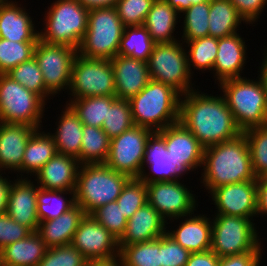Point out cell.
Instances as JSON below:
<instances>
[{
    "mask_svg": "<svg viewBox=\"0 0 267 266\" xmlns=\"http://www.w3.org/2000/svg\"><path fill=\"white\" fill-rule=\"evenodd\" d=\"M124 29L115 7L90 9L87 30L77 53L86 58L112 60L118 55Z\"/></svg>",
    "mask_w": 267,
    "mask_h": 266,
    "instance_id": "obj_6",
    "label": "cell"
},
{
    "mask_svg": "<svg viewBox=\"0 0 267 266\" xmlns=\"http://www.w3.org/2000/svg\"><path fill=\"white\" fill-rule=\"evenodd\" d=\"M85 215L84 210L76 204L55 219L39 222L37 233L48 248L71 244L74 233Z\"/></svg>",
    "mask_w": 267,
    "mask_h": 266,
    "instance_id": "obj_27",
    "label": "cell"
},
{
    "mask_svg": "<svg viewBox=\"0 0 267 266\" xmlns=\"http://www.w3.org/2000/svg\"><path fill=\"white\" fill-rule=\"evenodd\" d=\"M154 0H118L115 8L125 27L143 25Z\"/></svg>",
    "mask_w": 267,
    "mask_h": 266,
    "instance_id": "obj_47",
    "label": "cell"
},
{
    "mask_svg": "<svg viewBox=\"0 0 267 266\" xmlns=\"http://www.w3.org/2000/svg\"><path fill=\"white\" fill-rule=\"evenodd\" d=\"M146 187L148 203L166 222L181 217L183 221L184 217L194 214L198 205L195 194L179 180L146 183Z\"/></svg>",
    "mask_w": 267,
    "mask_h": 266,
    "instance_id": "obj_14",
    "label": "cell"
},
{
    "mask_svg": "<svg viewBox=\"0 0 267 266\" xmlns=\"http://www.w3.org/2000/svg\"><path fill=\"white\" fill-rule=\"evenodd\" d=\"M70 100L93 96H115L114 70L111 60L86 58L77 54L69 86Z\"/></svg>",
    "mask_w": 267,
    "mask_h": 266,
    "instance_id": "obj_11",
    "label": "cell"
},
{
    "mask_svg": "<svg viewBox=\"0 0 267 266\" xmlns=\"http://www.w3.org/2000/svg\"><path fill=\"white\" fill-rule=\"evenodd\" d=\"M144 166L151 171L146 173ZM175 168L163 136L158 131L152 132L145 144L143 169L139 178L145 183L175 181Z\"/></svg>",
    "mask_w": 267,
    "mask_h": 266,
    "instance_id": "obj_24",
    "label": "cell"
},
{
    "mask_svg": "<svg viewBox=\"0 0 267 266\" xmlns=\"http://www.w3.org/2000/svg\"><path fill=\"white\" fill-rule=\"evenodd\" d=\"M45 101L7 74H0V122L27 124L40 129Z\"/></svg>",
    "mask_w": 267,
    "mask_h": 266,
    "instance_id": "obj_10",
    "label": "cell"
},
{
    "mask_svg": "<svg viewBox=\"0 0 267 266\" xmlns=\"http://www.w3.org/2000/svg\"><path fill=\"white\" fill-rule=\"evenodd\" d=\"M210 0L191 5L183 12V35L181 41H191L209 36Z\"/></svg>",
    "mask_w": 267,
    "mask_h": 266,
    "instance_id": "obj_39",
    "label": "cell"
},
{
    "mask_svg": "<svg viewBox=\"0 0 267 266\" xmlns=\"http://www.w3.org/2000/svg\"><path fill=\"white\" fill-rule=\"evenodd\" d=\"M167 224L169 223L149 203H146L128 219L118 245L127 246L155 240L166 233Z\"/></svg>",
    "mask_w": 267,
    "mask_h": 266,
    "instance_id": "obj_21",
    "label": "cell"
},
{
    "mask_svg": "<svg viewBox=\"0 0 267 266\" xmlns=\"http://www.w3.org/2000/svg\"><path fill=\"white\" fill-rule=\"evenodd\" d=\"M9 0H0V7L4 4H6Z\"/></svg>",
    "mask_w": 267,
    "mask_h": 266,
    "instance_id": "obj_59",
    "label": "cell"
},
{
    "mask_svg": "<svg viewBox=\"0 0 267 266\" xmlns=\"http://www.w3.org/2000/svg\"><path fill=\"white\" fill-rule=\"evenodd\" d=\"M79 166L77 158L56 153L35 175L36 185L44 190L75 191Z\"/></svg>",
    "mask_w": 267,
    "mask_h": 266,
    "instance_id": "obj_22",
    "label": "cell"
},
{
    "mask_svg": "<svg viewBox=\"0 0 267 266\" xmlns=\"http://www.w3.org/2000/svg\"><path fill=\"white\" fill-rule=\"evenodd\" d=\"M266 49L264 50L265 52L263 53L264 58L262 59V65H261V67H259L260 71H258V72H260V73H259L258 78L260 79V81L263 85V88L267 93V50Z\"/></svg>",
    "mask_w": 267,
    "mask_h": 266,
    "instance_id": "obj_58",
    "label": "cell"
},
{
    "mask_svg": "<svg viewBox=\"0 0 267 266\" xmlns=\"http://www.w3.org/2000/svg\"><path fill=\"white\" fill-rule=\"evenodd\" d=\"M48 10L45 11V28L39 32V39L77 50L87 30L89 10L77 0H56Z\"/></svg>",
    "mask_w": 267,
    "mask_h": 266,
    "instance_id": "obj_7",
    "label": "cell"
},
{
    "mask_svg": "<svg viewBox=\"0 0 267 266\" xmlns=\"http://www.w3.org/2000/svg\"><path fill=\"white\" fill-rule=\"evenodd\" d=\"M0 174V214L7 211L8 195L12 181L8 180L5 176Z\"/></svg>",
    "mask_w": 267,
    "mask_h": 266,
    "instance_id": "obj_54",
    "label": "cell"
},
{
    "mask_svg": "<svg viewBox=\"0 0 267 266\" xmlns=\"http://www.w3.org/2000/svg\"><path fill=\"white\" fill-rule=\"evenodd\" d=\"M246 23L229 0H210L209 36L223 38L237 33Z\"/></svg>",
    "mask_w": 267,
    "mask_h": 266,
    "instance_id": "obj_32",
    "label": "cell"
},
{
    "mask_svg": "<svg viewBox=\"0 0 267 266\" xmlns=\"http://www.w3.org/2000/svg\"><path fill=\"white\" fill-rule=\"evenodd\" d=\"M116 201L123 215L130 219L139 208L148 203L146 183L139 177L129 178Z\"/></svg>",
    "mask_w": 267,
    "mask_h": 266,
    "instance_id": "obj_44",
    "label": "cell"
},
{
    "mask_svg": "<svg viewBox=\"0 0 267 266\" xmlns=\"http://www.w3.org/2000/svg\"><path fill=\"white\" fill-rule=\"evenodd\" d=\"M92 215L118 240L125 232L128 219L123 215L117 201H112L94 210Z\"/></svg>",
    "mask_w": 267,
    "mask_h": 266,
    "instance_id": "obj_46",
    "label": "cell"
},
{
    "mask_svg": "<svg viewBox=\"0 0 267 266\" xmlns=\"http://www.w3.org/2000/svg\"><path fill=\"white\" fill-rule=\"evenodd\" d=\"M124 266H160L159 237L149 242L119 246Z\"/></svg>",
    "mask_w": 267,
    "mask_h": 266,
    "instance_id": "obj_38",
    "label": "cell"
},
{
    "mask_svg": "<svg viewBox=\"0 0 267 266\" xmlns=\"http://www.w3.org/2000/svg\"><path fill=\"white\" fill-rule=\"evenodd\" d=\"M6 74L29 91L39 95L45 102L50 99L49 96H52L49 95L50 93L45 87L43 74L34 57L24 63H20Z\"/></svg>",
    "mask_w": 267,
    "mask_h": 266,
    "instance_id": "obj_40",
    "label": "cell"
},
{
    "mask_svg": "<svg viewBox=\"0 0 267 266\" xmlns=\"http://www.w3.org/2000/svg\"><path fill=\"white\" fill-rule=\"evenodd\" d=\"M83 125L73 109L66 104L59 117L56 132L50 134L54 139L57 153L75 158L80 156Z\"/></svg>",
    "mask_w": 267,
    "mask_h": 266,
    "instance_id": "obj_30",
    "label": "cell"
},
{
    "mask_svg": "<svg viewBox=\"0 0 267 266\" xmlns=\"http://www.w3.org/2000/svg\"><path fill=\"white\" fill-rule=\"evenodd\" d=\"M88 260L72 244L48 248L37 266H88Z\"/></svg>",
    "mask_w": 267,
    "mask_h": 266,
    "instance_id": "obj_45",
    "label": "cell"
},
{
    "mask_svg": "<svg viewBox=\"0 0 267 266\" xmlns=\"http://www.w3.org/2000/svg\"><path fill=\"white\" fill-rule=\"evenodd\" d=\"M41 129H37L29 138L23 155L22 169L19 171L21 178L23 175H36L41 168L57 153L53 137ZM24 173V174H22ZM30 173V174H29ZM32 174V175H31Z\"/></svg>",
    "mask_w": 267,
    "mask_h": 266,
    "instance_id": "obj_31",
    "label": "cell"
},
{
    "mask_svg": "<svg viewBox=\"0 0 267 266\" xmlns=\"http://www.w3.org/2000/svg\"><path fill=\"white\" fill-rule=\"evenodd\" d=\"M116 96H93L72 99L68 104L84 125L101 128L107 116V108Z\"/></svg>",
    "mask_w": 267,
    "mask_h": 266,
    "instance_id": "obj_33",
    "label": "cell"
},
{
    "mask_svg": "<svg viewBox=\"0 0 267 266\" xmlns=\"http://www.w3.org/2000/svg\"><path fill=\"white\" fill-rule=\"evenodd\" d=\"M37 42H16L0 38V74L34 57Z\"/></svg>",
    "mask_w": 267,
    "mask_h": 266,
    "instance_id": "obj_41",
    "label": "cell"
},
{
    "mask_svg": "<svg viewBox=\"0 0 267 266\" xmlns=\"http://www.w3.org/2000/svg\"><path fill=\"white\" fill-rule=\"evenodd\" d=\"M71 194L67 200L64 195ZM63 194V195H62ZM37 215L39 222L55 219L76 205L74 191L44 190L38 188Z\"/></svg>",
    "mask_w": 267,
    "mask_h": 266,
    "instance_id": "obj_36",
    "label": "cell"
},
{
    "mask_svg": "<svg viewBox=\"0 0 267 266\" xmlns=\"http://www.w3.org/2000/svg\"><path fill=\"white\" fill-rule=\"evenodd\" d=\"M71 244L89 262L119 256L118 239L90 214L80 221Z\"/></svg>",
    "mask_w": 267,
    "mask_h": 266,
    "instance_id": "obj_16",
    "label": "cell"
},
{
    "mask_svg": "<svg viewBox=\"0 0 267 266\" xmlns=\"http://www.w3.org/2000/svg\"><path fill=\"white\" fill-rule=\"evenodd\" d=\"M202 182L207 192L220 186L256 180L252 170L248 142L238 137L204 149Z\"/></svg>",
    "mask_w": 267,
    "mask_h": 266,
    "instance_id": "obj_2",
    "label": "cell"
},
{
    "mask_svg": "<svg viewBox=\"0 0 267 266\" xmlns=\"http://www.w3.org/2000/svg\"><path fill=\"white\" fill-rule=\"evenodd\" d=\"M220 257L212 250L190 253L185 266H218Z\"/></svg>",
    "mask_w": 267,
    "mask_h": 266,
    "instance_id": "obj_52",
    "label": "cell"
},
{
    "mask_svg": "<svg viewBox=\"0 0 267 266\" xmlns=\"http://www.w3.org/2000/svg\"><path fill=\"white\" fill-rule=\"evenodd\" d=\"M257 181V215H267V175L256 178Z\"/></svg>",
    "mask_w": 267,
    "mask_h": 266,
    "instance_id": "obj_53",
    "label": "cell"
},
{
    "mask_svg": "<svg viewBox=\"0 0 267 266\" xmlns=\"http://www.w3.org/2000/svg\"><path fill=\"white\" fill-rule=\"evenodd\" d=\"M192 215L186 216L177 229L167 230L166 233L190 253L210 250L212 220L201 214Z\"/></svg>",
    "mask_w": 267,
    "mask_h": 266,
    "instance_id": "obj_26",
    "label": "cell"
},
{
    "mask_svg": "<svg viewBox=\"0 0 267 266\" xmlns=\"http://www.w3.org/2000/svg\"><path fill=\"white\" fill-rule=\"evenodd\" d=\"M117 99L130 100L151 80L148 63L117 55L111 60Z\"/></svg>",
    "mask_w": 267,
    "mask_h": 266,
    "instance_id": "obj_19",
    "label": "cell"
},
{
    "mask_svg": "<svg viewBox=\"0 0 267 266\" xmlns=\"http://www.w3.org/2000/svg\"><path fill=\"white\" fill-rule=\"evenodd\" d=\"M160 266H185L190 252L167 233L159 237Z\"/></svg>",
    "mask_w": 267,
    "mask_h": 266,
    "instance_id": "obj_48",
    "label": "cell"
},
{
    "mask_svg": "<svg viewBox=\"0 0 267 266\" xmlns=\"http://www.w3.org/2000/svg\"><path fill=\"white\" fill-rule=\"evenodd\" d=\"M152 132L148 128L133 126L110 139L109 154L105 164L129 178H138L143 169L145 144Z\"/></svg>",
    "mask_w": 267,
    "mask_h": 266,
    "instance_id": "obj_13",
    "label": "cell"
},
{
    "mask_svg": "<svg viewBox=\"0 0 267 266\" xmlns=\"http://www.w3.org/2000/svg\"><path fill=\"white\" fill-rule=\"evenodd\" d=\"M110 138L102 128L83 125L79 164L105 163L109 154Z\"/></svg>",
    "mask_w": 267,
    "mask_h": 266,
    "instance_id": "obj_34",
    "label": "cell"
},
{
    "mask_svg": "<svg viewBox=\"0 0 267 266\" xmlns=\"http://www.w3.org/2000/svg\"><path fill=\"white\" fill-rule=\"evenodd\" d=\"M88 266H124V263L120 256H116L110 259L90 261Z\"/></svg>",
    "mask_w": 267,
    "mask_h": 266,
    "instance_id": "obj_57",
    "label": "cell"
},
{
    "mask_svg": "<svg viewBox=\"0 0 267 266\" xmlns=\"http://www.w3.org/2000/svg\"><path fill=\"white\" fill-rule=\"evenodd\" d=\"M195 90L181 95L179 122L204 147L232 140L242 134L223 96H211Z\"/></svg>",
    "mask_w": 267,
    "mask_h": 266,
    "instance_id": "obj_1",
    "label": "cell"
},
{
    "mask_svg": "<svg viewBox=\"0 0 267 266\" xmlns=\"http://www.w3.org/2000/svg\"><path fill=\"white\" fill-rule=\"evenodd\" d=\"M48 247L37 232L6 245L1 250V266H37Z\"/></svg>",
    "mask_w": 267,
    "mask_h": 266,
    "instance_id": "obj_28",
    "label": "cell"
},
{
    "mask_svg": "<svg viewBox=\"0 0 267 266\" xmlns=\"http://www.w3.org/2000/svg\"><path fill=\"white\" fill-rule=\"evenodd\" d=\"M242 133L248 142L255 176L267 175V125L254 127Z\"/></svg>",
    "mask_w": 267,
    "mask_h": 266,
    "instance_id": "obj_43",
    "label": "cell"
},
{
    "mask_svg": "<svg viewBox=\"0 0 267 266\" xmlns=\"http://www.w3.org/2000/svg\"><path fill=\"white\" fill-rule=\"evenodd\" d=\"M77 50L64 44H50L38 40L34 58L43 74L44 84L50 95L69 90L72 66Z\"/></svg>",
    "mask_w": 267,
    "mask_h": 266,
    "instance_id": "obj_12",
    "label": "cell"
},
{
    "mask_svg": "<svg viewBox=\"0 0 267 266\" xmlns=\"http://www.w3.org/2000/svg\"><path fill=\"white\" fill-rule=\"evenodd\" d=\"M212 220L211 248L220 258L245 252H261L253 218L216 214Z\"/></svg>",
    "mask_w": 267,
    "mask_h": 266,
    "instance_id": "obj_8",
    "label": "cell"
},
{
    "mask_svg": "<svg viewBox=\"0 0 267 266\" xmlns=\"http://www.w3.org/2000/svg\"><path fill=\"white\" fill-rule=\"evenodd\" d=\"M245 45L244 38L239 33L218 38L216 61L212 69L215 72V81L221 83L229 79L242 78V70L247 60Z\"/></svg>",
    "mask_w": 267,
    "mask_h": 266,
    "instance_id": "obj_23",
    "label": "cell"
},
{
    "mask_svg": "<svg viewBox=\"0 0 267 266\" xmlns=\"http://www.w3.org/2000/svg\"><path fill=\"white\" fill-rule=\"evenodd\" d=\"M174 7L180 14L191 5L203 3L208 0H166Z\"/></svg>",
    "mask_w": 267,
    "mask_h": 266,
    "instance_id": "obj_56",
    "label": "cell"
},
{
    "mask_svg": "<svg viewBox=\"0 0 267 266\" xmlns=\"http://www.w3.org/2000/svg\"><path fill=\"white\" fill-rule=\"evenodd\" d=\"M129 177L105 163L81 164L77 172L75 198L86 214L116 201Z\"/></svg>",
    "mask_w": 267,
    "mask_h": 266,
    "instance_id": "obj_5",
    "label": "cell"
},
{
    "mask_svg": "<svg viewBox=\"0 0 267 266\" xmlns=\"http://www.w3.org/2000/svg\"><path fill=\"white\" fill-rule=\"evenodd\" d=\"M155 44L143 25L125 27L118 55L148 62Z\"/></svg>",
    "mask_w": 267,
    "mask_h": 266,
    "instance_id": "obj_35",
    "label": "cell"
},
{
    "mask_svg": "<svg viewBox=\"0 0 267 266\" xmlns=\"http://www.w3.org/2000/svg\"><path fill=\"white\" fill-rule=\"evenodd\" d=\"M186 43L189 50L186 52L188 67L190 73L193 75L192 67L201 70H211L213 69L214 63L216 61V55L218 50V38L207 36L191 41H182ZM192 71V72H191Z\"/></svg>",
    "mask_w": 267,
    "mask_h": 266,
    "instance_id": "obj_37",
    "label": "cell"
},
{
    "mask_svg": "<svg viewBox=\"0 0 267 266\" xmlns=\"http://www.w3.org/2000/svg\"><path fill=\"white\" fill-rule=\"evenodd\" d=\"M36 130L27 124L0 122V173L7 169L20 174L26 144Z\"/></svg>",
    "mask_w": 267,
    "mask_h": 266,
    "instance_id": "obj_20",
    "label": "cell"
},
{
    "mask_svg": "<svg viewBox=\"0 0 267 266\" xmlns=\"http://www.w3.org/2000/svg\"><path fill=\"white\" fill-rule=\"evenodd\" d=\"M256 80L242 77L217 83L242 132L267 125V93L260 79Z\"/></svg>",
    "mask_w": 267,
    "mask_h": 266,
    "instance_id": "obj_4",
    "label": "cell"
},
{
    "mask_svg": "<svg viewBox=\"0 0 267 266\" xmlns=\"http://www.w3.org/2000/svg\"><path fill=\"white\" fill-rule=\"evenodd\" d=\"M158 132L163 136L168 154L174 160L175 181L202 166L205 147L180 122Z\"/></svg>",
    "mask_w": 267,
    "mask_h": 266,
    "instance_id": "obj_15",
    "label": "cell"
},
{
    "mask_svg": "<svg viewBox=\"0 0 267 266\" xmlns=\"http://www.w3.org/2000/svg\"><path fill=\"white\" fill-rule=\"evenodd\" d=\"M25 178L12 181L6 213L16 222L28 227L32 232H37L39 219L37 215L38 185Z\"/></svg>",
    "mask_w": 267,
    "mask_h": 266,
    "instance_id": "obj_18",
    "label": "cell"
},
{
    "mask_svg": "<svg viewBox=\"0 0 267 266\" xmlns=\"http://www.w3.org/2000/svg\"><path fill=\"white\" fill-rule=\"evenodd\" d=\"M261 252H245L219 259L218 266H259Z\"/></svg>",
    "mask_w": 267,
    "mask_h": 266,
    "instance_id": "obj_51",
    "label": "cell"
},
{
    "mask_svg": "<svg viewBox=\"0 0 267 266\" xmlns=\"http://www.w3.org/2000/svg\"><path fill=\"white\" fill-rule=\"evenodd\" d=\"M0 266H1V250H0Z\"/></svg>",
    "mask_w": 267,
    "mask_h": 266,
    "instance_id": "obj_60",
    "label": "cell"
},
{
    "mask_svg": "<svg viewBox=\"0 0 267 266\" xmlns=\"http://www.w3.org/2000/svg\"><path fill=\"white\" fill-rule=\"evenodd\" d=\"M88 10L102 7H115L118 0H77Z\"/></svg>",
    "mask_w": 267,
    "mask_h": 266,
    "instance_id": "obj_55",
    "label": "cell"
},
{
    "mask_svg": "<svg viewBox=\"0 0 267 266\" xmlns=\"http://www.w3.org/2000/svg\"><path fill=\"white\" fill-rule=\"evenodd\" d=\"M180 97L171 86L150 80L129 100L134 126L154 132L178 123Z\"/></svg>",
    "mask_w": 267,
    "mask_h": 266,
    "instance_id": "obj_3",
    "label": "cell"
},
{
    "mask_svg": "<svg viewBox=\"0 0 267 266\" xmlns=\"http://www.w3.org/2000/svg\"><path fill=\"white\" fill-rule=\"evenodd\" d=\"M238 11L246 24L257 22L259 15L263 12L267 0H229Z\"/></svg>",
    "mask_w": 267,
    "mask_h": 266,
    "instance_id": "obj_50",
    "label": "cell"
},
{
    "mask_svg": "<svg viewBox=\"0 0 267 266\" xmlns=\"http://www.w3.org/2000/svg\"><path fill=\"white\" fill-rule=\"evenodd\" d=\"M134 126L129 100L116 99L109 108L102 125L103 131L112 139Z\"/></svg>",
    "mask_w": 267,
    "mask_h": 266,
    "instance_id": "obj_42",
    "label": "cell"
},
{
    "mask_svg": "<svg viewBox=\"0 0 267 266\" xmlns=\"http://www.w3.org/2000/svg\"><path fill=\"white\" fill-rule=\"evenodd\" d=\"M18 4L10 0L0 7V38L13 42H37L39 31L36 30L30 13Z\"/></svg>",
    "mask_w": 267,
    "mask_h": 266,
    "instance_id": "obj_25",
    "label": "cell"
},
{
    "mask_svg": "<svg viewBox=\"0 0 267 266\" xmlns=\"http://www.w3.org/2000/svg\"><path fill=\"white\" fill-rule=\"evenodd\" d=\"M32 231L16 223L6 212L0 214V250L6 245L27 238Z\"/></svg>",
    "mask_w": 267,
    "mask_h": 266,
    "instance_id": "obj_49",
    "label": "cell"
},
{
    "mask_svg": "<svg viewBox=\"0 0 267 266\" xmlns=\"http://www.w3.org/2000/svg\"><path fill=\"white\" fill-rule=\"evenodd\" d=\"M157 43L148 60L150 79L171 86L180 95L194 90L184 43Z\"/></svg>",
    "mask_w": 267,
    "mask_h": 266,
    "instance_id": "obj_9",
    "label": "cell"
},
{
    "mask_svg": "<svg viewBox=\"0 0 267 266\" xmlns=\"http://www.w3.org/2000/svg\"><path fill=\"white\" fill-rule=\"evenodd\" d=\"M180 15L168 1L154 0L143 26L156 44L174 42L177 39L172 33L175 31Z\"/></svg>",
    "mask_w": 267,
    "mask_h": 266,
    "instance_id": "obj_29",
    "label": "cell"
},
{
    "mask_svg": "<svg viewBox=\"0 0 267 266\" xmlns=\"http://www.w3.org/2000/svg\"><path fill=\"white\" fill-rule=\"evenodd\" d=\"M215 214L253 218L257 216V181L220 186L210 192Z\"/></svg>",
    "mask_w": 267,
    "mask_h": 266,
    "instance_id": "obj_17",
    "label": "cell"
}]
</instances>
